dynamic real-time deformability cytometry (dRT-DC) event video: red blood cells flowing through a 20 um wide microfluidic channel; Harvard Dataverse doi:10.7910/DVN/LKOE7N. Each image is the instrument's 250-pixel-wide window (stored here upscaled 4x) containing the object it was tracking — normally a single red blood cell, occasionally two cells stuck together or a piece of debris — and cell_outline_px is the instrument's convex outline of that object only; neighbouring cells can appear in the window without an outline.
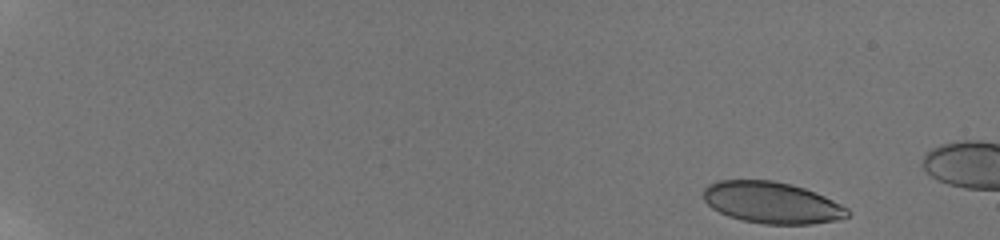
{"species": "human", "species_latin": "Homo sapiens", "temperature_condition": "room temperature", "stored_images_in_passage": 17, "camera_frame_rate_fps": 3000, "um_per_image_px": 0.085, "donor": {"sex": "male"}, "frame": {"image": 1, "passage_image": 1, "time_ms": 0.0, "image_size_px": [1000, 240], "cell_outline_px": [[848, 216], [836, 220], [812, 224], [764, 224], [740, 220], [728, 216], [712, 208], [704, 200], [704, 188], [708, 184], [720, 180], [772, 180], [792, 184], [804, 188], [824, 196], [848, 208]], "centroid_in_image_um": [65.58, 17.22], "position_along_channel_um": 19.4, "area_um2": 34.8}}